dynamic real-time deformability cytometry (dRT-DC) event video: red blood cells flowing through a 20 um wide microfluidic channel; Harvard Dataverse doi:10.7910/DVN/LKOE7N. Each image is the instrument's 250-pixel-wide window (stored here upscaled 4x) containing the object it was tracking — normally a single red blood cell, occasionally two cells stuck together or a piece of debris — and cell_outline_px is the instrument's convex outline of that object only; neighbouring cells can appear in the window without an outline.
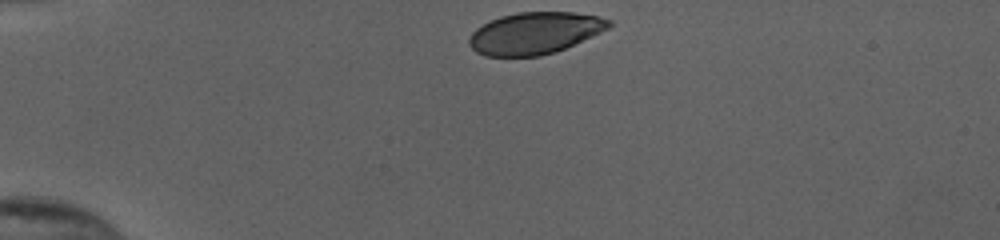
{"species": "human", "species_latin": "Homo sapiens", "temperature_condition": "cold", "stored_images_in_passage": 33, "camera_frame_rate_fps": 3000, "um_per_image_px": 0.085, "donor": {"sex": "female"}, "frame": {"image": 1, "passage_image": 1, "time_ms": 0.0, "image_size_px": [1000, 240], "cell_outline_px": [[612, 24], [608, 28], [592, 36], [556, 52], [540, 56], [484, 56], [476, 52], [468, 44], [468, 40], [472, 32], [476, 28], [500, 16], [516, 12], [572, 12], [600, 16], [612, 20]], "centroid_in_image_um": [45.45, 2.81], "position_along_channel_um": 39.5, "area_um2": 34.1}}
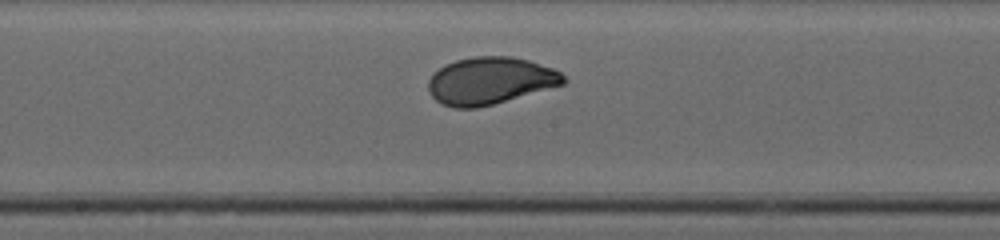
{"frame": {"image": 2, "passage_image": 18, "time_ms": 5.667, "image_size_px": [1000, 240], "cell_outline_px": [[568, 80], [564, 84], [492, 104], [476, 108], [452, 108], [440, 104], [428, 92], [428, 80], [444, 64], [456, 60], [476, 56], [512, 56], [528, 60], [552, 68], [560, 72]], "centroid_in_image_um": [41.64, 6.86], "position_along_channel_um": 206.6, "area_um2": 37.05}}
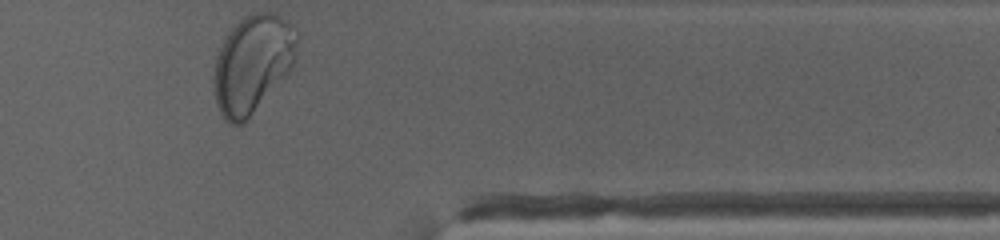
{"frame": {"image": 3, "passage_image": 33, "time_ms": 10.667, "image_size_px": [1000, 240], "cell_outline_px": [[296, 44], [292, 68], [244, 124], [228, 124], [224, 120], [216, 104], [212, 84], [212, 76], [216, 56], [224, 36], [244, 16], [252, 12], [272, 12], [280, 16], [288, 24], [296, 36]], "centroid_in_image_um": [21.39, 5.47], "position_along_channel_um": 390.0, "area_um2": 47.4}, "authors_computed_cell_mechanics": {"area_um2": 36.703, "velocity_mm_per_s": 3.8627, "shape_relaxation_time_tau1_ms": 2.468, "shape_relaxation_time_tau2_ms": null, "deformation_change_tau1": 0.1217, "deformation_change_tau2": null}}